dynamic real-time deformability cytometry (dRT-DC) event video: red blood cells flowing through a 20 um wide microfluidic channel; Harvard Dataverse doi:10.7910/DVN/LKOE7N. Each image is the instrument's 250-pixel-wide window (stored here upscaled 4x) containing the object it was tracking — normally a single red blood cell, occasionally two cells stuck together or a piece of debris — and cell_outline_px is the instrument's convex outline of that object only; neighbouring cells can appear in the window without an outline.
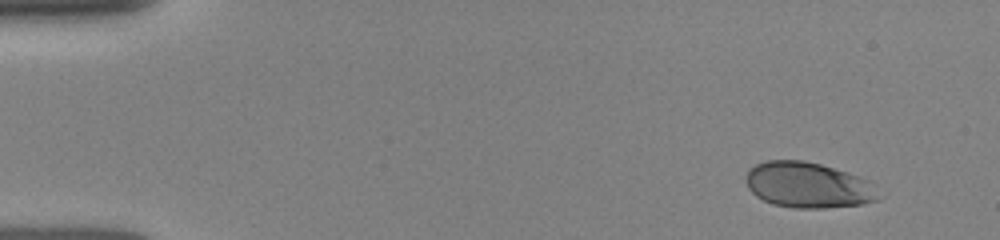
{"species": "human", "species_latin": "Homo sapiens", "temperature_condition": "room temperature", "stored_images_in_passage": 49, "camera_frame_rate_fps": 3000, "um_per_image_px": 0.085, "donor": {"sex": "female"}, "frame": {"image": 1, "passage_image": 1, "time_ms": 0.0, "image_size_px": [1000, 240], "cell_outline_px": [[880, 200], [860, 204], [824, 208], [792, 208], [772, 204], [756, 196], [748, 188], [744, 176], [748, 168], [756, 164], [768, 160], [804, 160], [820, 164], [848, 172], [860, 176], [876, 184], [880, 196]], "centroid_in_image_um": [68.7, 15.73], "position_along_channel_um": 16.3, "area_um2": 35.78}}
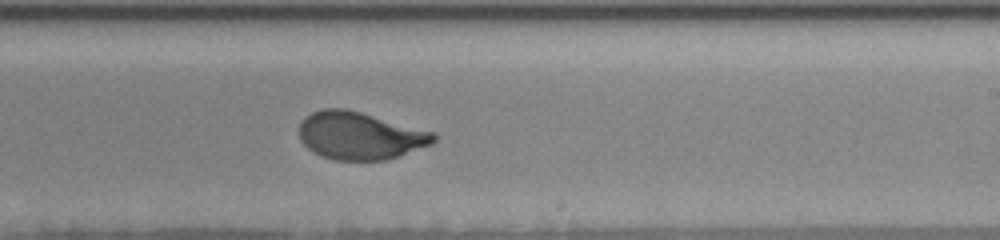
{"frame": {"image": 2, "passage_image": 25, "time_ms": 8.667, "image_size_px": [1000, 240], "cell_outline_px": [[436, 140], [432, 144], [388, 160], [336, 160], [320, 156], [308, 148], [300, 140], [300, 124], [312, 112], [324, 108], [344, 108], [360, 112], [436, 132]], "centroid_in_image_um": [30.63, 11.54], "position_along_channel_um": 258.4, "area_um2": 37.22}}
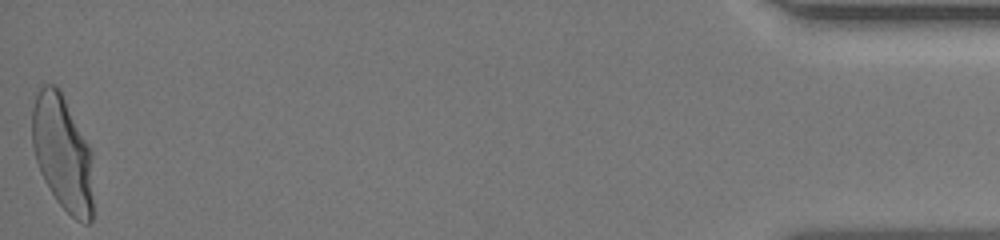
{"frame": {"image": 3, "passage_image": 48, "time_ms": 15.0, "image_size_px": [1000, 240], "cell_outline_px": [[92, 220], [88, 224], [84, 224], [76, 220], [56, 200], [44, 180], [40, 172], [36, 160], [32, 144], [32, 108], [36, 96], [40, 88], [44, 84], [56, 84], [60, 88], [92, 152]], "centroid_in_image_um": [5.32, 12.99], "position_along_channel_um": 429.9, "area_um2": 41.21}}